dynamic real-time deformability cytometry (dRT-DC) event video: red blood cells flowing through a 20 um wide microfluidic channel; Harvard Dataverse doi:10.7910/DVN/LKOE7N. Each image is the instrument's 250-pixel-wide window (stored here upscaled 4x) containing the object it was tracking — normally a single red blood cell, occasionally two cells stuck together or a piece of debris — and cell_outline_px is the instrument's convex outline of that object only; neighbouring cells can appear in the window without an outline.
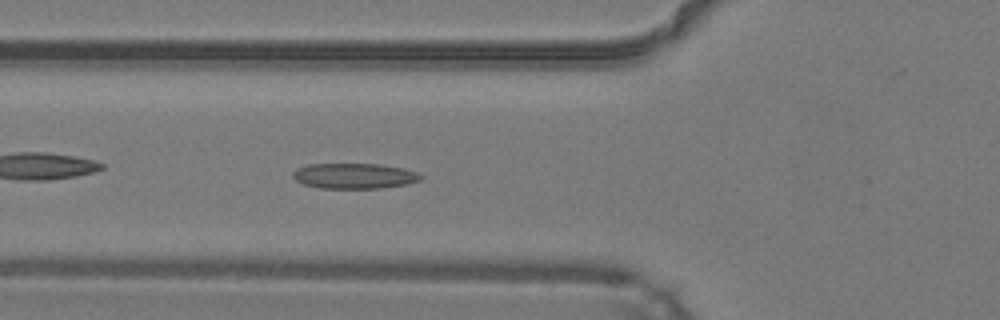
{"species": "common noctule bat (a hibernating species)", "species_latin": "Nyctalus noctula", "temperature_condition": "warm", "stored_images_in_passage": 36, "camera_frame_rate_fps": 3000, "um_per_image_px": 0.085, "animal": {"sex": "male", "body_mass_g": 19.2, "forearm_length_mm": 51.8}, "frame": {"image": 1, "passage_image": 5, "time_ms": 1.333, "image_size_px": [1000, 320], "cell_outline_px": [[424, 176], [420, 180], [408, 184], [380, 188], [320, 188], [304, 184], [296, 180], [292, 176], [292, 172], [296, 168], [308, 164], [380, 164], [404, 168], [420, 172]], "centroid_in_image_um": [30.15, 14.95], "position_along_channel_um": 95.6, "area_um2": 19.13}}
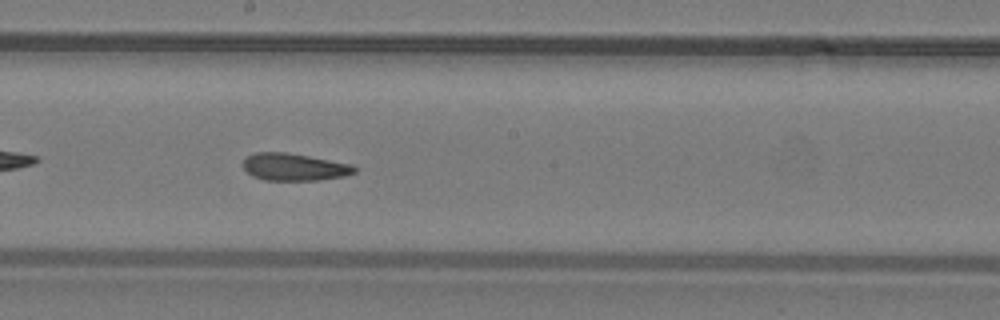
{"frame": {"image": 2, "passage_image": 14, "time_ms": 4.333, "image_size_px": [1000, 320], "cell_outline_px": [[356, 172], [344, 176], [320, 180], [264, 180], [252, 176], [244, 168], [244, 160], [252, 152], [284, 152], [308, 156], [352, 164], [356, 168]], "centroid_in_image_um": [25.01, 14.2], "position_along_channel_um": 223.2, "area_um2": 17.63}}
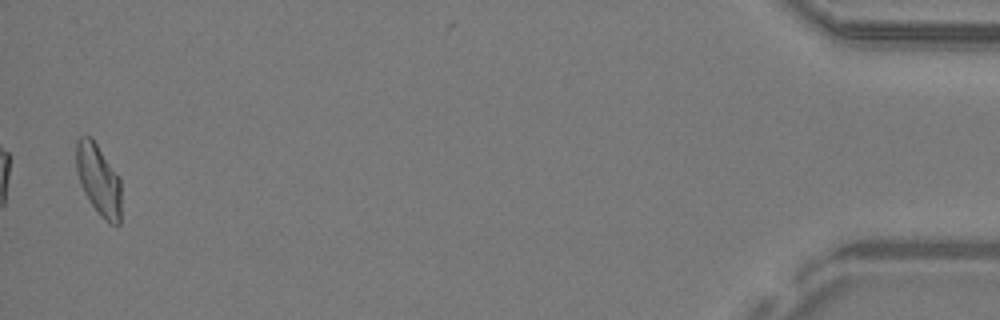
{"frame": {"image": 3, "passage_image": 35, "time_ms": 11.333, "image_size_px": [1000, 320], "cell_outline_px": [[120, 224], [108, 224], [100, 216], [84, 192], [76, 168], [76, 140], [80, 136], [92, 136], [120, 176]], "centroid_in_image_um": [8.39, 15.24], "position_along_channel_um": 426.8, "area_um2": 18.79}, "authors_computed_cell_mechanics": {"area_um2": 18.3515, "velocity_mm_per_s": 4.2367, "shape_relaxation_time_tau1_ms": null, "shape_relaxation_time_tau2_ms": 2.2958, "deformation_change_tau1": null, "deformation_change_tau2": 0.0982}}